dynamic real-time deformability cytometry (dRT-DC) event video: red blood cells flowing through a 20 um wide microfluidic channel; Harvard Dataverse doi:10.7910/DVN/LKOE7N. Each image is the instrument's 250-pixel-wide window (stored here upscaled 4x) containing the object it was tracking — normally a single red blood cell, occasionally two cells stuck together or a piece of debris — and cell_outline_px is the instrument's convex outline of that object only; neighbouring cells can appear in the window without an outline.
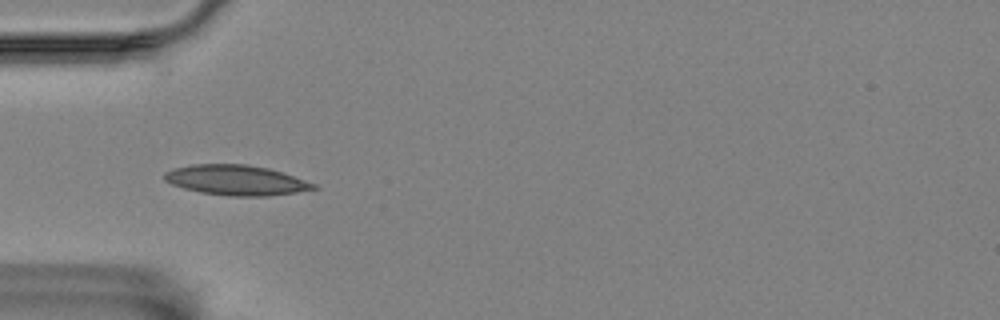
{"species": "Egyptian fruit bat (a non-hibernating species)", "species_latin": "Rousettus aegyptiacus", "temperature_condition": "room temperature", "stored_images_in_passage": 6, "camera_frame_rate_fps": 3000, "um_per_image_px": 0.085, "animal": {"sex": "female"}, "frame": {"image": 1, "passage_image": 5, "time_ms": 5.667, "image_size_px": [1000, 320], "cell_outline_px": [[320, 188], [296, 192], [268, 196], [228, 196], [200, 192], [184, 188], [172, 184], [164, 180], [164, 172], [172, 168], [192, 164], [248, 164], [268, 168], [316, 184]], "centroid_in_image_um": [20.04, 15.31], "position_along_channel_um": 65.0, "area_um2": 26.13}}
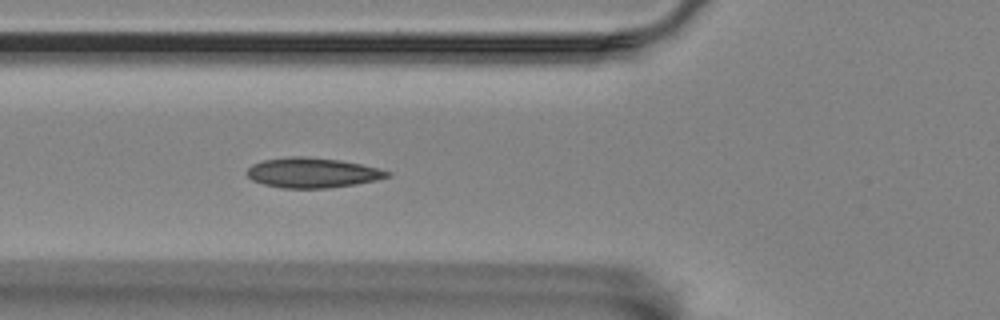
{"frame": {"image": 2, "passage_image": 6, "time_ms": 6.667, "image_size_px": [1000, 320], "cell_outline_px": [[392, 176], [376, 180], [356, 184], [328, 188], [284, 188], [264, 184], [252, 180], [244, 172], [252, 164], [264, 160], [288, 156], [304, 156], [340, 160], [380, 168], [392, 172]], "centroid_in_image_um": [26.57, 14.68], "position_along_channel_um": 99.2, "area_um2": 24.68}}